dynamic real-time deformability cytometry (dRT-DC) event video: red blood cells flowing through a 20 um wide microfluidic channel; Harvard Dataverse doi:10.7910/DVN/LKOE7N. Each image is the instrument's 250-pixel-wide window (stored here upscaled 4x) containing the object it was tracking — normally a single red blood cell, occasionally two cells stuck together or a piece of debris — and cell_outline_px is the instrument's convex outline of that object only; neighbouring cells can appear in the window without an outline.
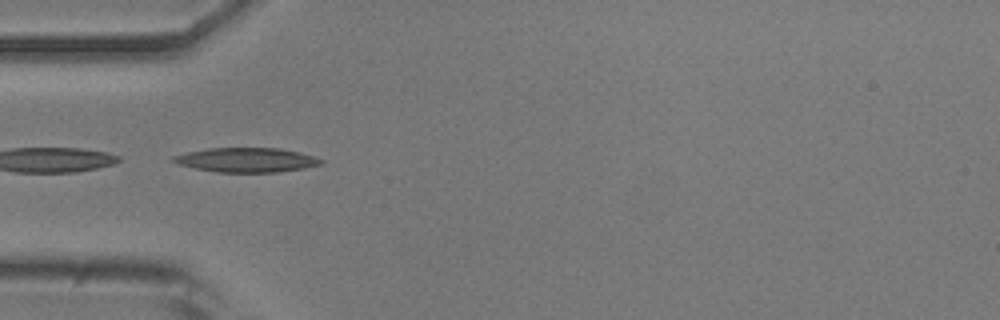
{"species": "common noctule bat (a hibernating species)", "species_latin": "Nyctalus noctula", "temperature_condition": "room temperature", "stored_images_in_passage": 3, "camera_frame_rate_fps": 3000, "um_per_image_px": 0.085, "animal": {"sex": "male", "body_mass_g": 20.5, "forearm_length_mm": 52.5}, "frame": {"image": 1, "passage_image": 1, "time_ms": 0.0, "image_size_px": [1000, 320], "cell_outline_px": [[324, 164], [304, 168], [276, 172], [216, 172], [176, 164], [168, 160], [172, 156], [188, 152], [208, 148], [280, 148], [300, 152], [324, 160]], "centroid_in_image_um": [20.93, 13.59], "position_along_channel_um": 64.1, "area_um2": 21.1}}